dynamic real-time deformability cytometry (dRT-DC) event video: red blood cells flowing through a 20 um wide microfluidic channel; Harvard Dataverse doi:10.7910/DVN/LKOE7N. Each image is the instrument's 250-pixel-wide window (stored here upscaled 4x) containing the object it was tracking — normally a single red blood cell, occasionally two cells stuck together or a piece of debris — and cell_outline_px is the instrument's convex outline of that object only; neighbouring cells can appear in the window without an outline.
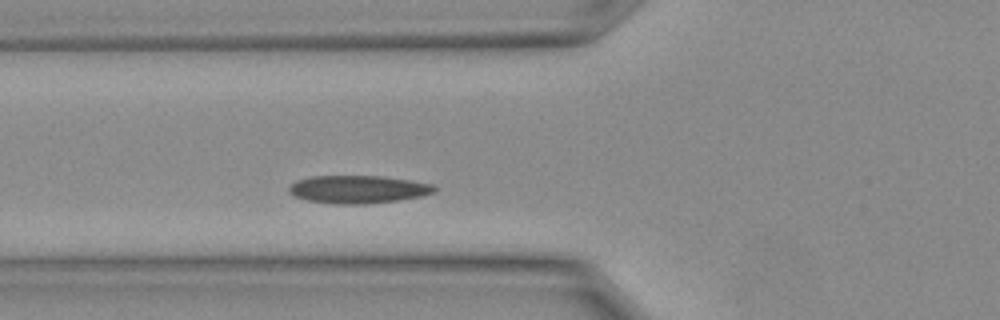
{"species": "Egyptian fruit bat (a non-hibernating species)", "species_latin": "Rousettus aegyptiacus", "temperature_condition": "warm", "stored_images_in_passage": 9, "camera_frame_rate_fps": 3000, "um_per_image_px": 0.085, "animal": {"sex": "female"}, "frame": {"image": 1, "passage_image": 2, "time_ms": 0.333, "image_size_px": [1000, 320], "cell_outline_px": [[436, 188], [432, 192], [420, 196], [396, 200], [368, 204], [332, 204], [308, 200], [292, 196], [288, 192], [288, 188], [296, 180], [312, 176], [384, 176], [432, 184]], "centroid_in_image_um": [30.36, 16.09], "position_along_channel_um": 95.4, "area_um2": 23.52}}
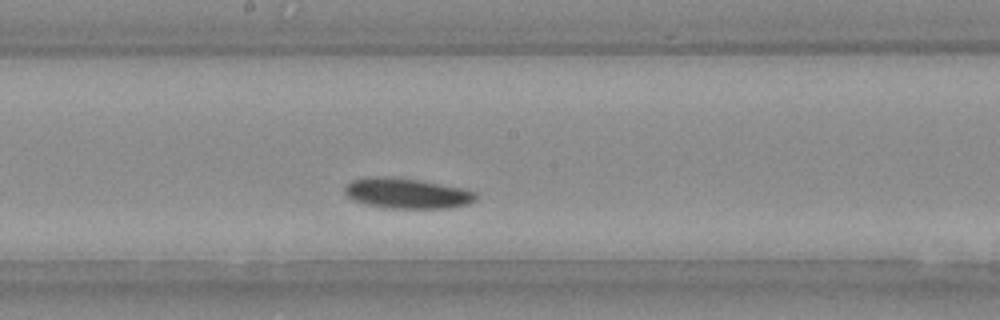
{"frame": {"image": 2, "passage_image": 7, "time_ms": 2.0, "image_size_px": [1000, 320], "cell_outline_px": [[476, 200], [468, 204], [448, 208], [380, 208], [356, 200], [348, 196], [344, 192], [344, 184], [352, 180], [364, 176], [388, 176], [416, 180], [460, 188], [476, 192]], "centroid_in_image_um": [34.53, 16.43], "position_along_channel_um": 213.7, "area_um2": 23.12}}